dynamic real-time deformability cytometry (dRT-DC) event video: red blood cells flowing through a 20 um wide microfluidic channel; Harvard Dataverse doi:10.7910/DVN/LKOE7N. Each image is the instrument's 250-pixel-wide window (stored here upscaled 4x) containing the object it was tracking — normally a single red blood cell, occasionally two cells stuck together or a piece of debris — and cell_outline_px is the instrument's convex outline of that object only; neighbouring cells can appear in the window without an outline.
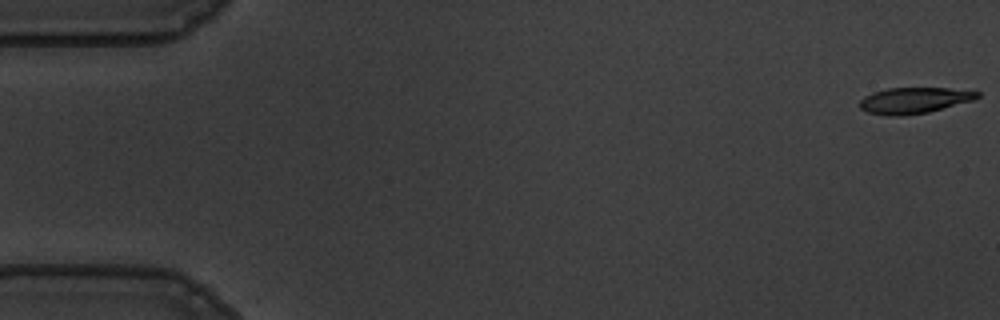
{"species": "common noctule bat (a hibernating species)", "species_latin": "Nyctalus noctula", "temperature_condition": "warm", "stored_images_in_passage": 8, "camera_frame_rate_fps": 3000, "um_per_image_px": 0.085, "animal": {"sex": "male", "body_mass_g": 19.5, "forearm_length_mm": 54.6}, "frame": {"image": 1, "passage_image": 1, "time_ms": 0.0, "image_size_px": [1000, 320], "cell_outline_px": [[980, 96], [972, 100], [928, 112], [900, 116], [888, 116], [868, 112], [860, 108], [860, 100], [864, 96], [872, 92], [888, 88], [948, 88], [980, 92]], "centroid_in_image_um": [77.66, 8.53], "position_along_channel_um": 7.3, "area_um2": 17.69}}